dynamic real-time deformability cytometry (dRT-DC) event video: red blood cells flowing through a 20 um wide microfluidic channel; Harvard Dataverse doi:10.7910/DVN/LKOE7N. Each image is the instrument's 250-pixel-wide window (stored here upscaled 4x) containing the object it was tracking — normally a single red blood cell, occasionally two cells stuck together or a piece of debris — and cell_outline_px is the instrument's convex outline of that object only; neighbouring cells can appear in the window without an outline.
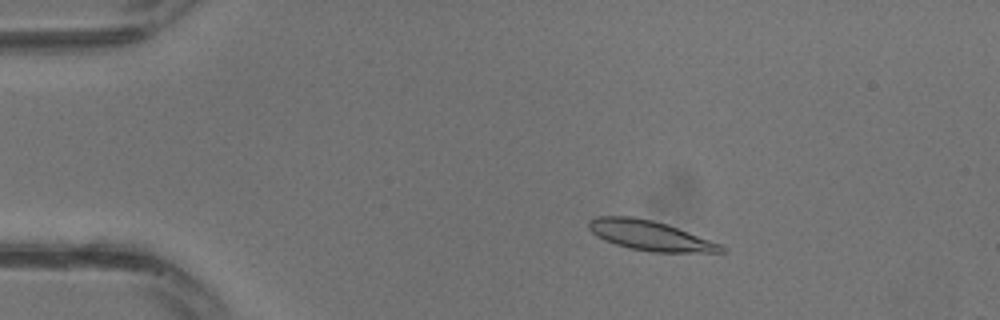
{"species": "common noctule bat (a hibernating species)", "species_latin": "Nyctalus noctula", "temperature_condition": "warm", "stored_images_in_passage": 9, "camera_frame_rate_fps": 3000, "um_per_image_px": 0.085, "animal": {"sex": "male", "body_mass_g": 13.3}, "frame": {"image": 1, "passage_image": 6, "time_ms": 1.667, "image_size_px": [1000, 320], "cell_outline_px": [[728, 248], [724, 252], [652, 252], [632, 248], [616, 244], [604, 240], [596, 236], [588, 228], [588, 220], [596, 216], [632, 216], [652, 220], [668, 224], [720, 244]], "centroid_in_image_um": [55.23, 20.01], "position_along_channel_um": 29.8, "area_um2": 22.95}}